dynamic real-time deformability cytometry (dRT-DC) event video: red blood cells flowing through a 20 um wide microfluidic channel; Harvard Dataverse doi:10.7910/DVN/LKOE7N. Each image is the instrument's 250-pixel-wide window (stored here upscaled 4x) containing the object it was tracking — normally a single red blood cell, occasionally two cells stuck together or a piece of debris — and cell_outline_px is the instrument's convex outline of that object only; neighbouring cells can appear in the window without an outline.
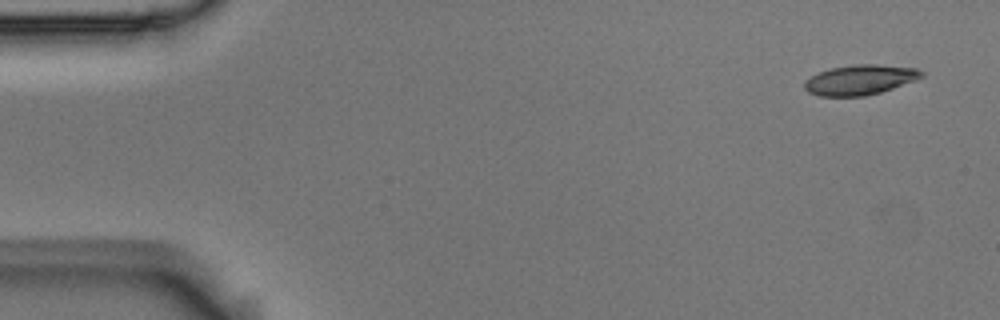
{"species": "Egyptian fruit bat (a non-hibernating species)", "species_latin": "Rousettus aegyptiacus", "temperature_condition": "room temperature", "stored_images_in_passage": 6, "camera_frame_rate_fps": 3000, "um_per_image_px": 0.085, "animal": {"sex": "male"}, "frame": {"image": 1, "passage_image": 1, "time_ms": 0.0, "image_size_px": [1000, 320], "cell_outline_px": [[924, 76], [916, 80], [880, 92], [864, 96], [820, 96], [808, 92], [804, 88], [804, 80], [820, 72], [832, 68], [856, 64], [876, 64], [916, 68], [924, 72]], "centroid_in_image_um": [73.11, 6.78], "position_along_channel_um": 11.9, "area_um2": 20.35}}
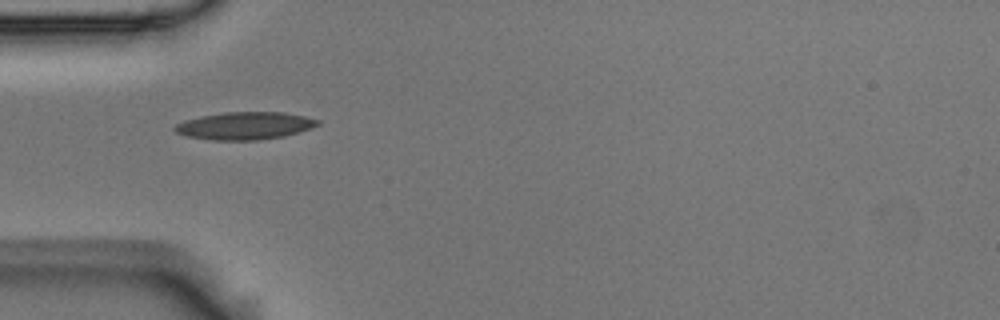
{"frame": {"image": 2, "passage_image": 5, "time_ms": 1.333, "image_size_px": [1000, 320], "cell_outline_px": [[320, 124], [284, 136], [260, 140], [212, 140], [188, 136], [176, 132], [172, 128], [176, 124], [184, 120], [200, 116], [224, 112], [284, 112], [304, 116], [320, 120]], "centroid_in_image_um": [20.78, 10.68], "position_along_channel_um": 64.2, "area_um2": 22.83}}
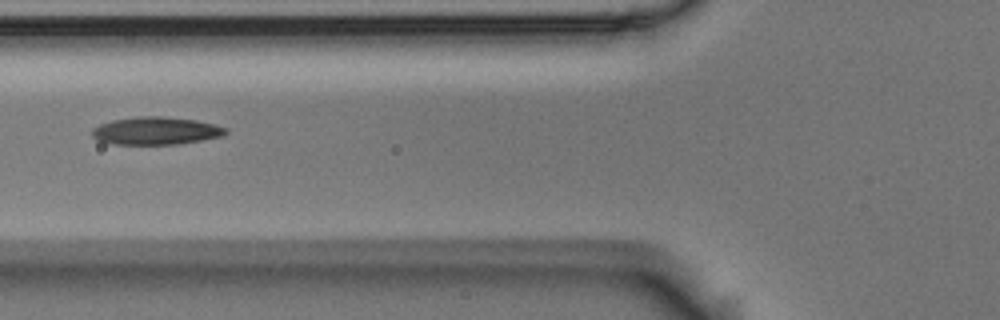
{"frame": {"image": 3, "passage_image": 6, "time_ms": 1.667, "image_size_px": [1000, 320], "cell_outline_px": [[228, 132], [224, 136], [180, 144], [116, 144], [100, 140], [92, 136], [92, 128], [100, 124], [112, 120], [136, 116], [164, 116], [196, 120], [216, 124], [228, 128]], "centroid_in_image_um": [13.31, 11.11], "position_along_channel_um": 112.5, "area_um2": 21.73}}